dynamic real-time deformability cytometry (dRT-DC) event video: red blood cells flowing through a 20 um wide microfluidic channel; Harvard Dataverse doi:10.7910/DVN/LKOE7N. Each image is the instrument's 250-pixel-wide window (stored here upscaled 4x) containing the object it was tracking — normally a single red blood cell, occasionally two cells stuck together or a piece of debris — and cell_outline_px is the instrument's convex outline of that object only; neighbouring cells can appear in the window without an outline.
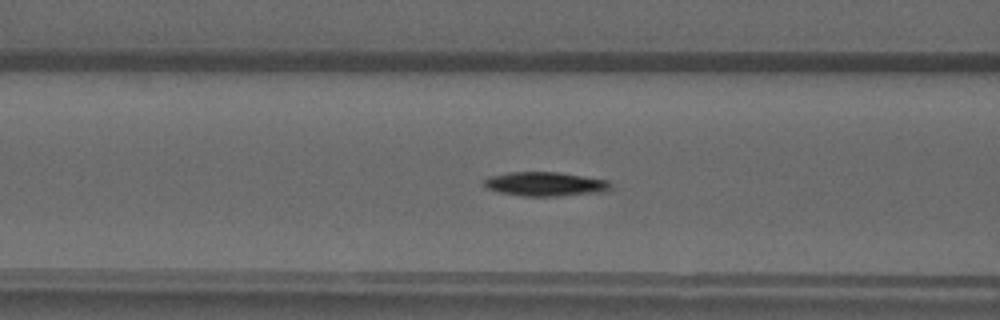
{"species": "common noctule bat (a hibernating species)", "species_latin": "Nyctalus noctula", "temperature_condition": "warm", "stored_images_in_passage": 37, "camera_frame_rate_fps": 3000, "um_per_image_px": 0.085, "animal": {"sex": "male", "forearm_length_mm": 52.5}, "frame": {"image": 1, "passage_image": 8, "time_ms": 2.333, "image_size_px": [1000, 320], "cell_outline_px": [[612, 188], [600, 192], [556, 196], [520, 196], [500, 192], [488, 188], [484, 184], [484, 180], [488, 176], [508, 172], [556, 172], [584, 176], [608, 180], [612, 184]], "centroid_in_image_um": [46.34, 15.64], "position_along_channel_um": 120.3, "area_um2": 17.74}}
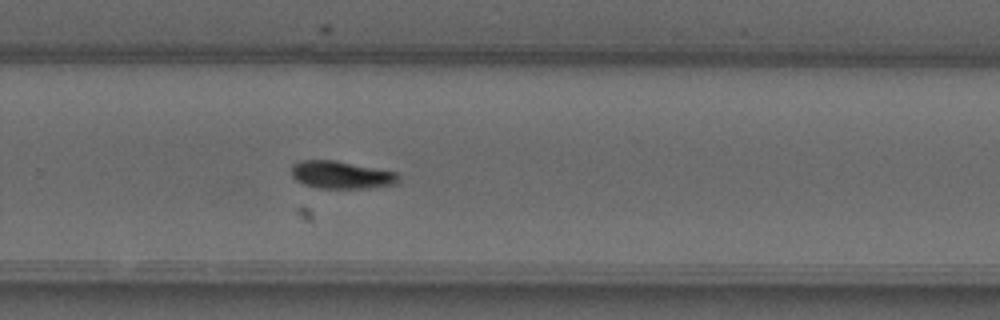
{"frame": {"image": 2, "passage_image": 21, "time_ms": 6.667, "image_size_px": [1000, 320], "cell_outline_px": [[400, 184], [368, 188], [316, 188], [304, 184], [296, 180], [292, 176], [292, 164], [300, 160], [336, 160], [396, 172], [400, 176]], "centroid_in_image_um": [29.04, 14.87], "position_along_channel_um": 300.8, "area_um2": 17.46}}
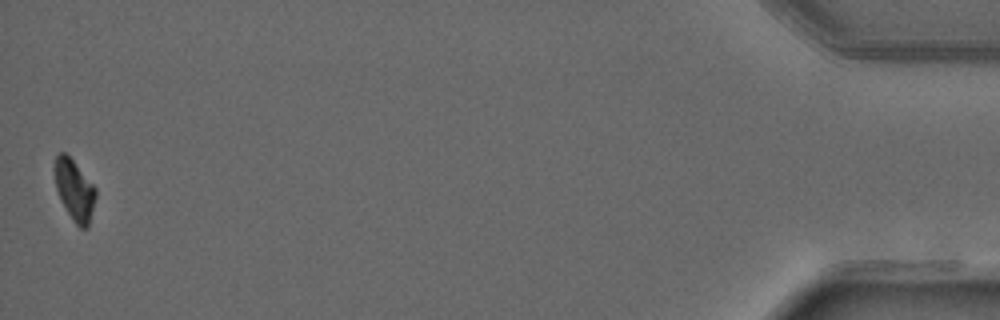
{"frame": {"image": 3, "passage_image": 37, "time_ms": 12.0, "image_size_px": [1000, 320], "cell_outline_px": [[96, 196], [88, 228], [80, 228], [72, 220], [60, 200], [56, 188], [52, 168], [56, 156], [60, 152], [64, 152], [72, 160], [96, 188]], "centroid_in_image_um": [6.3, 16.16], "position_along_channel_um": 428.9, "area_um2": 14.62}}